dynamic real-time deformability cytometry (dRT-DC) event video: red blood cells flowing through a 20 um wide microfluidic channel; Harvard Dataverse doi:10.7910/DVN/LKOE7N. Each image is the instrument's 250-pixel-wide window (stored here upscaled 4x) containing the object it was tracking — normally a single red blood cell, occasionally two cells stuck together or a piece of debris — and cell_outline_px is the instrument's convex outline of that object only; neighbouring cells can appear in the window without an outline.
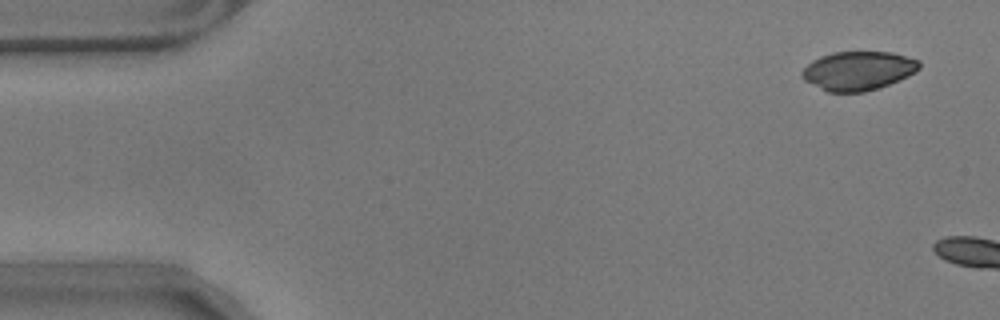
{"species": "common noctule bat (a hibernating species)", "species_latin": "Nyctalus noctula", "temperature_condition": "warm", "stored_images_in_passage": 3, "camera_frame_rate_fps": 3000, "um_per_image_px": 0.085, "animal": {"sex": "male", "body_mass_g": 17.9}, "frame": {"image": 1, "passage_image": 1, "time_ms": 0.0, "image_size_px": [1000, 320], "cell_outline_px": [[920, 68], [916, 72], [908, 76], [880, 88], [864, 92], [828, 92], [804, 80], [800, 76], [800, 72], [812, 60], [820, 56], [832, 52], [892, 52], [920, 60]], "centroid_in_image_um": [72.95, 6.01], "position_along_channel_um": 12.1, "area_um2": 26.76}}